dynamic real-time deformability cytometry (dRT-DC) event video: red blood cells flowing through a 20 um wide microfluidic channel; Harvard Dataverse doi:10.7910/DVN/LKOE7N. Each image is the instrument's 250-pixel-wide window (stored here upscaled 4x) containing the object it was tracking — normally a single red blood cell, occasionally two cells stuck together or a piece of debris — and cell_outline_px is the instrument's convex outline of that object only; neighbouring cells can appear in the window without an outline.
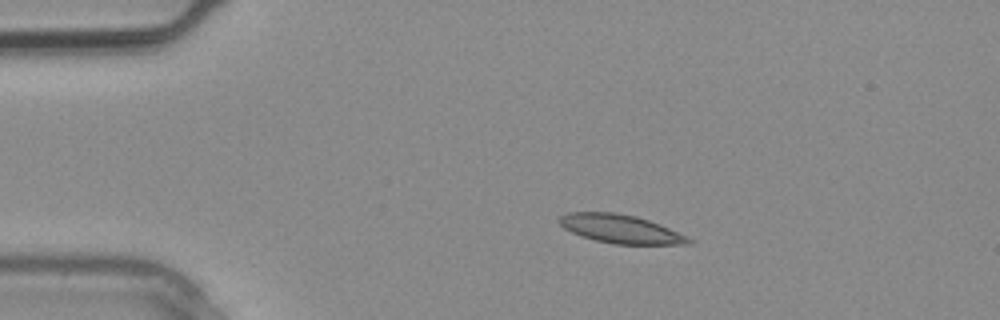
{"species": "common noctule bat (a hibernating species)", "species_latin": "Nyctalus noctula", "temperature_condition": "warm", "stored_images_in_passage": 3, "camera_frame_rate_fps": 3000, "um_per_image_px": 0.085, "animal": {"sex": "male", "body_mass_g": 20.4}, "frame": {"image": 1, "passage_image": 2, "time_ms": 0.333, "image_size_px": [1000, 320], "cell_outline_px": [[692, 244], [616, 244], [596, 240], [580, 236], [564, 228], [556, 220], [560, 216], [568, 212], [616, 212], [636, 216], [660, 224], [692, 240]], "centroid_in_image_um": [52.68, 19.44], "position_along_channel_um": 32.3, "area_um2": 21.33}}